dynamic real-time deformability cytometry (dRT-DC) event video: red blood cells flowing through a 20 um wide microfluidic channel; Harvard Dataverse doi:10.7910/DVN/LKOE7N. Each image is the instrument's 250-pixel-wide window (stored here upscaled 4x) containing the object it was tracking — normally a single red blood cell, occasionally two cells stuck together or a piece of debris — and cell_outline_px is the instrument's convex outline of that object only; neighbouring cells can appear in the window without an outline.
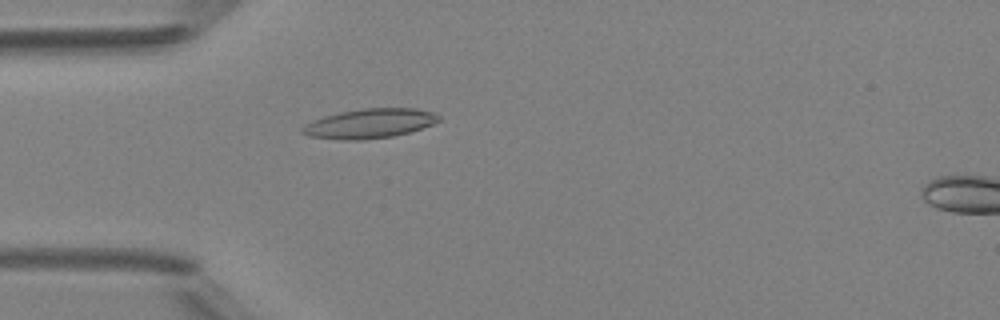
{"species": "Egyptian fruit bat (a non-hibernating species)", "species_latin": "Rousettus aegyptiacus", "temperature_condition": "room temperature", "stored_images_in_passage": 49, "camera_frame_rate_fps": 3000, "um_per_image_px": 0.085, "animal": {"sex": "female"}, "frame": {"image": 1, "passage_image": 15, "time_ms": 4.667, "image_size_px": [1000, 320], "cell_outline_px": [[440, 120], [432, 124], [408, 132], [392, 136], [364, 140], [340, 140], [308, 136], [300, 132], [300, 128], [304, 124], [312, 120], [324, 116], [340, 112], [364, 108], [416, 108], [432, 112], [440, 116]], "centroid_in_image_um": [31.36, 10.5], "position_along_channel_um": 53.6, "area_um2": 23.52}}
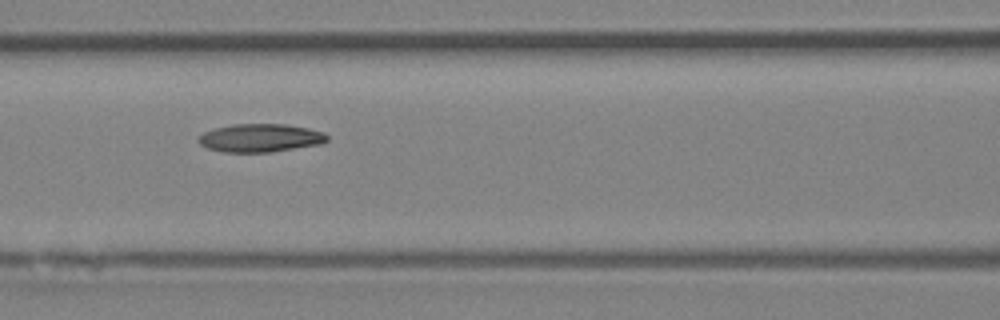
{"frame": {"image": 2, "passage_image": 22, "time_ms": 7.0, "image_size_px": [1000, 320], "cell_outline_px": [[328, 140], [320, 144], [272, 152], [224, 152], [208, 148], [200, 144], [196, 140], [204, 132], [216, 128], [232, 124], [288, 124], [308, 128], [324, 132], [328, 136]], "centroid_in_image_um": [22.14, 11.72], "position_along_channel_um": 144.5, "area_um2": 21.15}}
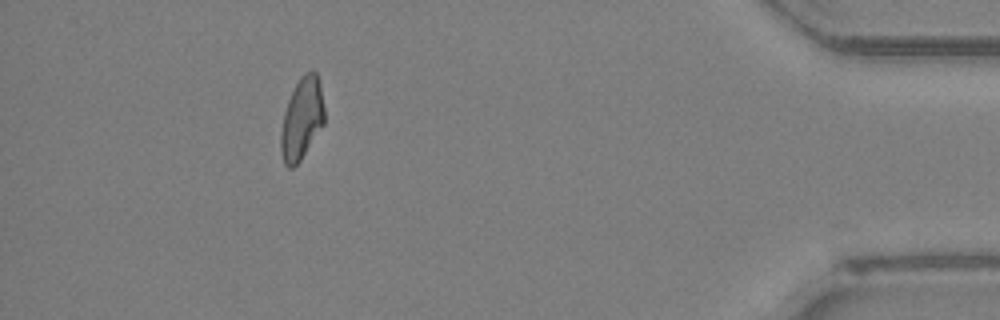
{"frame": {"image": 3, "passage_image": 45, "time_ms": 14.667, "image_size_px": [1000, 320], "cell_outline_px": [[324, 124], [300, 160], [292, 168], [288, 168], [284, 164], [280, 152], [280, 136], [284, 112], [288, 100], [300, 76], [304, 72], [312, 68], [316, 72], [320, 84], [324, 108]], "centroid_in_image_um": [25.65, 10.07], "position_along_channel_um": 409.6, "area_um2": 20.81}}